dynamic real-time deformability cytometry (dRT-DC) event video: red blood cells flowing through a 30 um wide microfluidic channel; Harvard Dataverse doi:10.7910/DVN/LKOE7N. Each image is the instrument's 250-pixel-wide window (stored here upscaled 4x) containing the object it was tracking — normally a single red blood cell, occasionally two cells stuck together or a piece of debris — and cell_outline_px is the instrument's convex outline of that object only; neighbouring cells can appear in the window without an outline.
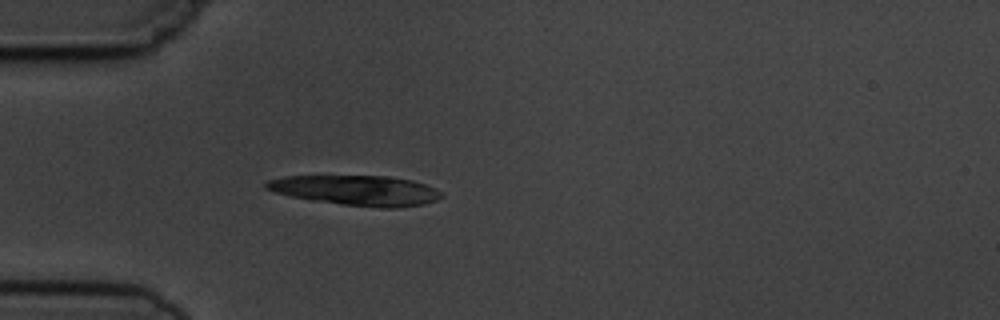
{"species": "common noctule bat (a hibernating species)", "species_latin": "Nyctalus noctula", "temperature_condition": "cold", "stored_images_in_passage": 4, "camera_frame_rate_fps": 3000, "um_per_image_px": 0.085, "animal": {"sex": "male", "body_mass_g": 19.5, "forearm_length_mm": 54.6}, "frame": {"image": 1, "passage_image": 4, "time_ms": 3.333, "image_size_px": [1000, 320], "cell_outline_px": [[444, 196], [436, 200], [424, 204], [396, 208], [380, 208], [344, 204], [312, 200], [292, 196], [276, 192], [264, 188], [264, 184], [268, 180], [284, 176], [388, 176], [412, 180], [436, 188], [444, 192]], "centroid_in_image_um": [30.34, 16.18], "position_along_channel_um": 54.7, "area_um2": 30.63}}